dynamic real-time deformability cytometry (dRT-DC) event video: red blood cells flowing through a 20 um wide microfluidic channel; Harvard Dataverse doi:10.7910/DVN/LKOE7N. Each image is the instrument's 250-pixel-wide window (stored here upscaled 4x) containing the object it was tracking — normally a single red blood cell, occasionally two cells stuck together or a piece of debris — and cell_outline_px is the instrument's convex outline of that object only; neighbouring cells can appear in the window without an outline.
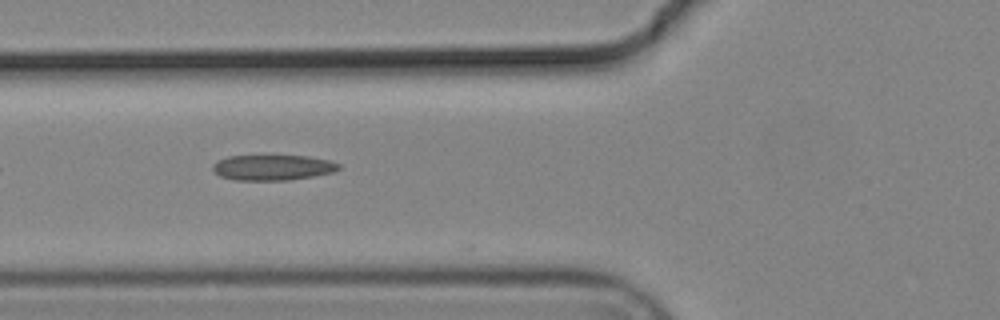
{"species": "common noctule bat (a hibernating species)", "species_latin": "Nyctalus noctula", "temperature_condition": "cold", "stored_images_in_passage": 7, "camera_frame_rate_fps": 3000, "um_per_image_px": 0.085, "animal": {"sex": "male", "body_mass_g": 19.2, "forearm_length_mm": 51.8}, "frame": {"image": 1, "passage_image": 4, "time_ms": 1.0, "image_size_px": [1000, 320], "cell_outline_px": [[340, 168], [332, 172], [312, 176], [288, 180], [236, 180], [220, 176], [212, 168], [212, 164], [216, 160], [228, 156], [268, 152], [308, 156], [328, 160], [340, 164]], "centroid_in_image_um": [23.12, 14.17], "position_along_channel_um": 102.7, "area_um2": 19.71}}